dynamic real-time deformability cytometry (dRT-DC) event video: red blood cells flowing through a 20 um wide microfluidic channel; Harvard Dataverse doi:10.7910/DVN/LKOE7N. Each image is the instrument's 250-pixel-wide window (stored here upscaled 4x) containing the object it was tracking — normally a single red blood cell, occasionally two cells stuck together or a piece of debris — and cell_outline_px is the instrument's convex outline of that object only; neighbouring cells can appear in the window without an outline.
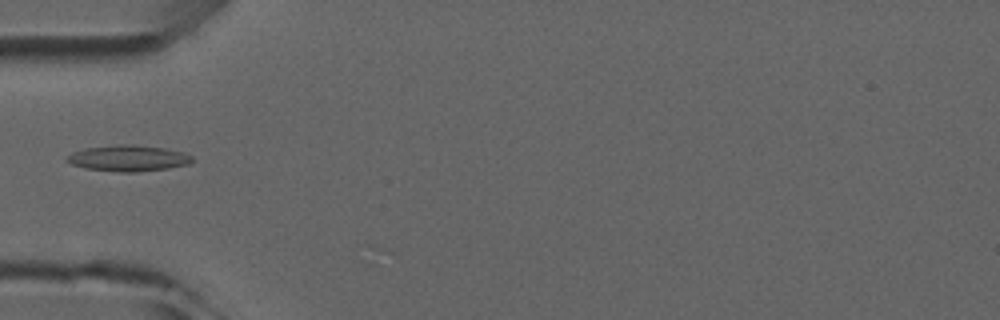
{"species": "common noctule bat (a hibernating species)", "species_latin": "Nyctalus noctula", "temperature_condition": "room temperature", "stored_images_in_passage": 6, "camera_frame_rate_fps": 3000, "um_per_image_px": 0.085, "animal": {"sex": "male", "forearm_length_mm": 52.5}, "frame": {"image": 1, "passage_image": 5, "time_ms": 4.667, "image_size_px": [1000, 320], "cell_outline_px": [[192, 160], [188, 164], [168, 168], [136, 172], [120, 172], [84, 168], [72, 164], [64, 160], [72, 152], [88, 148], [120, 144], [132, 144], [164, 148], [184, 152], [192, 156]], "centroid_in_image_um": [10.9, 13.45], "position_along_channel_um": 74.1, "area_um2": 18.9}}
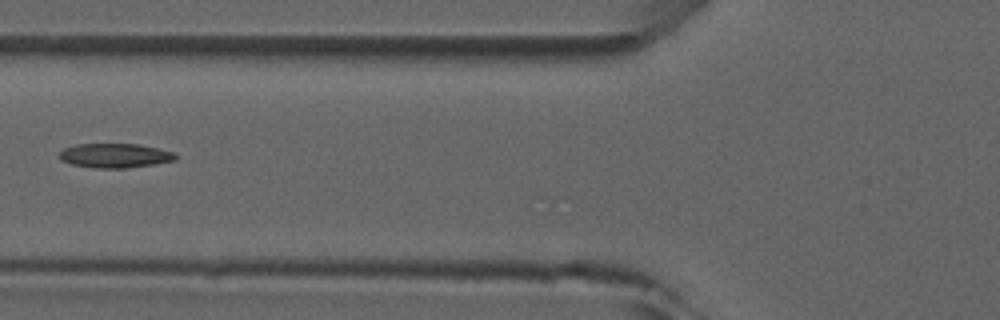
{"frame": {"image": 2, "passage_image": 6, "time_ms": 5.667, "image_size_px": [1000, 320], "cell_outline_px": [[176, 160], [152, 164], [124, 168], [96, 168], [72, 164], [60, 160], [60, 152], [64, 148], [76, 144], [136, 144], [176, 152]], "centroid_in_image_um": [9.76, 13.22], "position_along_channel_um": 116.0, "area_um2": 16.3}}